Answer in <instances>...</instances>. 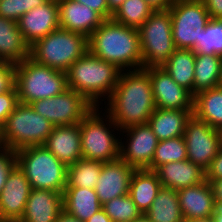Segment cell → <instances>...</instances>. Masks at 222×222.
I'll list each match as a JSON object with an SVG mask.
<instances>
[{"label": "cell", "mask_w": 222, "mask_h": 222, "mask_svg": "<svg viewBox=\"0 0 222 222\" xmlns=\"http://www.w3.org/2000/svg\"><path fill=\"white\" fill-rule=\"evenodd\" d=\"M103 110L120 130L148 124L156 109L149 73L145 69L121 71L118 83Z\"/></svg>", "instance_id": "cell-1"}, {"label": "cell", "mask_w": 222, "mask_h": 222, "mask_svg": "<svg viewBox=\"0 0 222 222\" xmlns=\"http://www.w3.org/2000/svg\"><path fill=\"white\" fill-rule=\"evenodd\" d=\"M88 51L120 70L142 69V55L138 28L105 20L88 38Z\"/></svg>", "instance_id": "cell-2"}, {"label": "cell", "mask_w": 222, "mask_h": 222, "mask_svg": "<svg viewBox=\"0 0 222 222\" xmlns=\"http://www.w3.org/2000/svg\"><path fill=\"white\" fill-rule=\"evenodd\" d=\"M121 71L87 51L66 72L68 88L83 95L94 107H100L113 93Z\"/></svg>", "instance_id": "cell-3"}, {"label": "cell", "mask_w": 222, "mask_h": 222, "mask_svg": "<svg viewBox=\"0 0 222 222\" xmlns=\"http://www.w3.org/2000/svg\"><path fill=\"white\" fill-rule=\"evenodd\" d=\"M101 109L94 107L80 122L81 153L88 160L109 162L120 158L121 130Z\"/></svg>", "instance_id": "cell-4"}, {"label": "cell", "mask_w": 222, "mask_h": 222, "mask_svg": "<svg viewBox=\"0 0 222 222\" xmlns=\"http://www.w3.org/2000/svg\"><path fill=\"white\" fill-rule=\"evenodd\" d=\"M88 51V38L78 32L58 28L30 46L29 57L39 64L67 72Z\"/></svg>", "instance_id": "cell-5"}, {"label": "cell", "mask_w": 222, "mask_h": 222, "mask_svg": "<svg viewBox=\"0 0 222 222\" xmlns=\"http://www.w3.org/2000/svg\"><path fill=\"white\" fill-rule=\"evenodd\" d=\"M15 87L18 101L30 104L54 97L68 89L67 73L39 64L28 57L15 65Z\"/></svg>", "instance_id": "cell-6"}, {"label": "cell", "mask_w": 222, "mask_h": 222, "mask_svg": "<svg viewBox=\"0 0 222 222\" xmlns=\"http://www.w3.org/2000/svg\"><path fill=\"white\" fill-rule=\"evenodd\" d=\"M16 164L24 172L32 189L64 193L67 166L44 145L29 146L15 151Z\"/></svg>", "instance_id": "cell-7"}, {"label": "cell", "mask_w": 222, "mask_h": 222, "mask_svg": "<svg viewBox=\"0 0 222 222\" xmlns=\"http://www.w3.org/2000/svg\"><path fill=\"white\" fill-rule=\"evenodd\" d=\"M54 125L30 104L18 103L2 125L1 146L13 151L44 145Z\"/></svg>", "instance_id": "cell-8"}, {"label": "cell", "mask_w": 222, "mask_h": 222, "mask_svg": "<svg viewBox=\"0 0 222 222\" xmlns=\"http://www.w3.org/2000/svg\"><path fill=\"white\" fill-rule=\"evenodd\" d=\"M138 30L143 60L142 69L162 67L176 49L169 9L153 11Z\"/></svg>", "instance_id": "cell-9"}, {"label": "cell", "mask_w": 222, "mask_h": 222, "mask_svg": "<svg viewBox=\"0 0 222 222\" xmlns=\"http://www.w3.org/2000/svg\"><path fill=\"white\" fill-rule=\"evenodd\" d=\"M172 37L177 49H194L210 15L202 0H176L169 8Z\"/></svg>", "instance_id": "cell-10"}, {"label": "cell", "mask_w": 222, "mask_h": 222, "mask_svg": "<svg viewBox=\"0 0 222 222\" xmlns=\"http://www.w3.org/2000/svg\"><path fill=\"white\" fill-rule=\"evenodd\" d=\"M33 110L54 126L79 124L94 106L70 88L54 97L30 103Z\"/></svg>", "instance_id": "cell-11"}, {"label": "cell", "mask_w": 222, "mask_h": 222, "mask_svg": "<svg viewBox=\"0 0 222 222\" xmlns=\"http://www.w3.org/2000/svg\"><path fill=\"white\" fill-rule=\"evenodd\" d=\"M183 138L187 159L206 171L222 146L220 130L192 115L187 121Z\"/></svg>", "instance_id": "cell-12"}, {"label": "cell", "mask_w": 222, "mask_h": 222, "mask_svg": "<svg viewBox=\"0 0 222 222\" xmlns=\"http://www.w3.org/2000/svg\"><path fill=\"white\" fill-rule=\"evenodd\" d=\"M120 132V158L135 169H147L159 142L152 128L149 124H140Z\"/></svg>", "instance_id": "cell-13"}, {"label": "cell", "mask_w": 222, "mask_h": 222, "mask_svg": "<svg viewBox=\"0 0 222 222\" xmlns=\"http://www.w3.org/2000/svg\"><path fill=\"white\" fill-rule=\"evenodd\" d=\"M150 76L156 108L193 110L194 96L178 85L163 67L145 69Z\"/></svg>", "instance_id": "cell-14"}, {"label": "cell", "mask_w": 222, "mask_h": 222, "mask_svg": "<svg viewBox=\"0 0 222 222\" xmlns=\"http://www.w3.org/2000/svg\"><path fill=\"white\" fill-rule=\"evenodd\" d=\"M32 188L16 164L9 172L0 193V222H19Z\"/></svg>", "instance_id": "cell-15"}, {"label": "cell", "mask_w": 222, "mask_h": 222, "mask_svg": "<svg viewBox=\"0 0 222 222\" xmlns=\"http://www.w3.org/2000/svg\"><path fill=\"white\" fill-rule=\"evenodd\" d=\"M17 25L29 46L60 28L57 0H47L31 9L19 18Z\"/></svg>", "instance_id": "cell-16"}, {"label": "cell", "mask_w": 222, "mask_h": 222, "mask_svg": "<svg viewBox=\"0 0 222 222\" xmlns=\"http://www.w3.org/2000/svg\"><path fill=\"white\" fill-rule=\"evenodd\" d=\"M135 168L121 158L103 162L95 192L101 205L111 199L129 194L131 177Z\"/></svg>", "instance_id": "cell-17"}, {"label": "cell", "mask_w": 222, "mask_h": 222, "mask_svg": "<svg viewBox=\"0 0 222 222\" xmlns=\"http://www.w3.org/2000/svg\"><path fill=\"white\" fill-rule=\"evenodd\" d=\"M59 25L64 30L78 32L89 38L105 21L96 11L73 0H57Z\"/></svg>", "instance_id": "cell-18"}, {"label": "cell", "mask_w": 222, "mask_h": 222, "mask_svg": "<svg viewBox=\"0 0 222 222\" xmlns=\"http://www.w3.org/2000/svg\"><path fill=\"white\" fill-rule=\"evenodd\" d=\"M177 193L184 220L208 218L214 214L217 206L208 181L181 188Z\"/></svg>", "instance_id": "cell-19"}, {"label": "cell", "mask_w": 222, "mask_h": 222, "mask_svg": "<svg viewBox=\"0 0 222 222\" xmlns=\"http://www.w3.org/2000/svg\"><path fill=\"white\" fill-rule=\"evenodd\" d=\"M44 146L67 167L82 159L80 123L54 126Z\"/></svg>", "instance_id": "cell-20"}, {"label": "cell", "mask_w": 222, "mask_h": 222, "mask_svg": "<svg viewBox=\"0 0 222 222\" xmlns=\"http://www.w3.org/2000/svg\"><path fill=\"white\" fill-rule=\"evenodd\" d=\"M63 211V193L32 189L19 222H56Z\"/></svg>", "instance_id": "cell-21"}, {"label": "cell", "mask_w": 222, "mask_h": 222, "mask_svg": "<svg viewBox=\"0 0 222 222\" xmlns=\"http://www.w3.org/2000/svg\"><path fill=\"white\" fill-rule=\"evenodd\" d=\"M155 172L162 187L172 190L194 186L206 180V171L188 159L162 164Z\"/></svg>", "instance_id": "cell-22"}, {"label": "cell", "mask_w": 222, "mask_h": 222, "mask_svg": "<svg viewBox=\"0 0 222 222\" xmlns=\"http://www.w3.org/2000/svg\"><path fill=\"white\" fill-rule=\"evenodd\" d=\"M193 110L156 108L148 120L149 126L159 141L184 135L187 121Z\"/></svg>", "instance_id": "cell-23"}, {"label": "cell", "mask_w": 222, "mask_h": 222, "mask_svg": "<svg viewBox=\"0 0 222 222\" xmlns=\"http://www.w3.org/2000/svg\"><path fill=\"white\" fill-rule=\"evenodd\" d=\"M30 46L17 22L0 17V57L5 63L18 64L29 57Z\"/></svg>", "instance_id": "cell-24"}, {"label": "cell", "mask_w": 222, "mask_h": 222, "mask_svg": "<svg viewBox=\"0 0 222 222\" xmlns=\"http://www.w3.org/2000/svg\"><path fill=\"white\" fill-rule=\"evenodd\" d=\"M161 187L155 171L135 169L130 181L129 195L143 215L152 206Z\"/></svg>", "instance_id": "cell-25"}, {"label": "cell", "mask_w": 222, "mask_h": 222, "mask_svg": "<svg viewBox=\"0 0 222 222\" xmlns=\"http://www.w3.org/2000/svg\"><path fill=\"white\" fill-rule=\"evenodd\" d=\"M102 208L94 189L65 187L63 210L73 217L86 221Z\"/></svg>", "instance_id": "cell-26"}, {"label": "cell", "mask_w": 222, "mask_h": 222, "mask_svg": "<svg viewBox=\"0 0 222 222\" xmlns=\"http://www.w3.org/2000/svg\"><path fill=\"white\" fill-rule=\"evenodd\" d=\"M193 115L211 127L222 130V88L201 91L194 96Z\"/></svg>", "instance_id": "cell-27"}, {"label": "cell", "mask_w": 222, "mask_h": 222, "mask_svg": "<svg viewBox=\"0 0 222 222\" xmlns=\"http://www.w3.org/2000/svg\"><path fill=\"white\" fill-rule=\"evenodd\" d=\"M144 215L151 222H183L177 190L161 187L152 206Z\"/></svg>", "instance_id": "cell-28"}, {"label": "cell", "mask_w": 222, "mask_h": 222, "mask_svg": "<svg viewBox=\"0 0 222 222\" xmlns=\"http://www.w3.org/2000/svg\"><path fill=\"white\" fill-rule=\"evenodd\" d=\"M172 79L193 95L195 52L192 49H175L162 66Z\"/></svg>", "instance_id": "cell-29"}, {"label": "cell", "mask_w": 222, "mask_h": 222, "mask_svg": "<svg viewBox=\"0 0 222 222\" xmlns=\"http://www.w3.org/2000/svg\"><path fill=\"white\" fill-rule=\"evenodd\" d=\"M222 57L195 53L193 96L218 85Z\"/></svg>", "instance_id": "cell-30"}, {"label": "cell", "mask_w": 222, "mask_h": 222, "mask_svg": "<svg viewBox=\"0 0 222 222\" xmlns=\"http://www.w3.org/2000/svg\"><path fill=\"white\" fill-rule=\"evenodd\" d=\"M101 161L82 158L67 168L66 187L95 189L102 170Z\"/></svg>", "instance_id": "cell-31"}, {"label": "cell", "mask_w": 222, "mask_h": 222, "mask_svg": "<svg viewBox=\"0 0 222 222\" xmlns=\"http://www.w3.org/2000/svg\"><path fill=\"white\" fill-rule=\"evenodd\" d=\"M153 12L145 0H125L112 14V20L129 27L139 28Z\"/></svg>", "instance_id": "cell-32"}, {"label": "cell", "mask_w": 222, "mask_h": 222, "mask_svg": "<svg viewBox=\"0 0 222 222\" xmlns=\"http://www.w3.org/2000/svg\"><path fill=\"white\" fill-rule=\"evenodd\" d=\"M187 160V149L183 136L161 140L155 149L148 170L155 171L162 164Z\"/></svg>", "instance_id": "cell-33"}, {"label": "cell", "mask_w": 222, "mask_h": 222, "mask_svg": "<svg viewBox=\"0 0 222 222\" xmlns=\"http://www.w3.org/2000/svg\"><path fill=\"white\" fill-rule=\"evenodd\" d=\"M102 208L113 222H132L143 215L129 194L111 199Z\"/></svg>", "instance_id": "cell-34"}, {"label": "cell", "mask_w": 222, "mask_h": 222, "mask_svg": "<svg viewBox=\"0 0 222 222\" xmlns=\"http://www.w3.org/2000/svg\"><path fill=\"white\" fill-rule=\"evenodd\" d=\"M193 51L207 55L222 57V20L210 19L204 30L201 31L200 41H197Z\"/></svg>", "instance_id": "cell-35"}, {"label": "cell", "mask_w": 222, "mask_h": 222, "mask_svg": "<svg viewBox=\"0 0 222 222\" xmlns=\"http://www.w3.org/2000/svg\"><path fill=\"white\" fill-rule=\"evenodd\" d=\"M47 0H0V17L18 21L25 13Z\"/></svg>", "instance_id": "cell-36"}, {"label": "cell", "mask_w": 222, "mask_h": 222, "mask_svg": "<svg viewBox=\"0 0 222 222\" xmlns=\"http://www.w3.org/2000/svg\"><path fill=\"white\" fill-rule=\"evenodd\" d=\"M16 165L15 151L0 146V193L6 183L7 176Z\"/></svg>", "instance_id": "cell-37"}, {"label": "cell", "mask_w": 222, "mask_h": 222, "mask_svg": "<svg viewBox=\"0 0 222 222\" xmlns=\"http://www.w3.org/2000/svg\"><path fill=\"white\" fill-rule=\"evenodd\" d=\"M18 101L16 87L0 94V124L3 125L10 113L15 109Z\"/></svg>", "instance_id": "cell-38"}, {"label": "cell", "mask_w": 222, "mask_h": 222, "mask_svg": "<svg viewBox=\"0 0 222 222\" xmlns=\"http://www.w3.org/2000/svg\"><path fill=\"white\" fill-rule=\"evenodd\" d=\"M15 87V65L6 63L0 68V94Z\"/></svg>", "instance_id": "cell-39"}, {"label": "cell", "mask_w": 222, "mask_h": 222, "mask_svg": "<svg viewBox=\"0 0 222 222\" xmlns=\"http://www.w3.org/2000/svg\"><path fill=\"white\" fill-rule=\"evenodd\" d=\"M73 1L90 7L92 10L98 12L105 20H109L112 18L113 13L109 10L106 0H73Z\"/></svg>", "instance_id": "cell-40"}, {"label": "cell", "mask_w": 222, "mask_h": 222, "mask_svg": "<svg viewBox=\"0 0 222 222\" xmlns=\"http://www.w3.org/2000/svg\"><path fill=\"white\" fill-rule=\"evenodd\" d=\"M220 178H222V146L206 170V181L209 183Z\"/></svg>", "instance_id": "cell-41"}, {"label": "cell", "mask_w": 222, "mask_h": 222, "mask_svg": "<svg viewBox=\"0 0 222 222\" xmlns=\"http://www.w3.org/2000/svg\"><path fill=\"white\" fill-rule=\"evenodd\" d=\"M211 19L222 18V0H202Z\"/></svg>", "instance_id": "cell-42"}, {"label": "cell", "mask_w": 222, "mask_h": 222, "mask_svg": "<svg viewBox=\"0 0 222 222\" xmlns=\"http://www.w3.org/2000/svg\"><path fill=\"white\" fill-rule=\"evenodd\" d=\"M175 1L176 0H145L153 11L169 9Z\"/></svg>", "instance_id": "cell-43"}, {"label": "cell", "mask_w": 222, "mask_h": 222, "mask_svg": "<svg viewBox=\"0 0 222 222\" xmlns=\"http://www.w3.org/2000/svg\"><path fill=\"white\" fill-rule=\"evenodd\" d=\"M216 206L222 205V178L213 180L211 183Z\"/></svg>", "instance_id": "cell-44"}, {"label": "cell", "mask_w": 222, "mask_h": 222, "mask_svg": "<svg viewBox=\"0 0 222 222\" xmlns=\"http://www.w3.org/2000/svg\"><path fill=\"white\" fill-rule=\"evenodd\" d=\"M85 222H113V221L105 213L104 209L101 208Z\"/></svg>", "instance_id": "cell-45"}, {"label": "cell", "mask_w": 222, "mask_h": 222, "mask_svg": "<svg viewBox=\"0 0 222 222\" xmlns=\"http://www.w3.org/2000/svg\"><path fill=\"white\" fill-rule=\"evenodd\" d=\"M56 222H84L81 221L72 215L66 213L64 210L60 213V215L57 217Z\"/></svg>", "instance_id": "cell-46"}, {"label": "cell", "mask_w": 222, "mask_h": 222, "mask_svg": "<svg viewBox=\"0 0 222 222\" xmlns=\"http://www.w3.org/2000/svg\"><path fill=\"white\" fill-rule=\"evenodd\" d=\"M125 0H106L109 10L114 13Z\"/></svg>", "instance_id": "cell-47"}, {"label": "cell", "mask_w": 222, "mask_h": 222, "mask_svg": "<svg viewBox=\"0 0 222 222\" xmlns=\"http://www.w3.org/2000/svg\"><path fill=\"white\" fill-rule=\"evenodd\" d=\"M211 218L213 222H222V205L216 207V210Z\"/></svg>", "instance_id": "cell-48"}, {"label": "cell", "mask_w": 222, "mask_h": 222, "mask_svg": "<svg viewBox=\"0 0 222 222\" xmlns=\"http://www.w3.org/2000/svg\"><path fill=\"white\" fill-rule=\"evenodd\" d=\"M183 222H213L211 217L208 218H201V219H191V220H184Z\"/></svg>", "instance_id": "cell-49"}, {"label": "cell", "mask_w": 222, "mask_h": 222, "mask_svg": "<svg viewBox=\"0 0 222 222\" xmlns=\"http://www.w3.org/2000/svg\"><path fill=\"white\" fill-rule=\"evenodd\" d=\"M132 222H151V221L145 215H142L141 217Z\"/></svg>", "instance_id": "cell-50"}, {"label": "cell", "mask_w": 222, "mask_h": 222, "mask_svg": "<svg viewBox=\"0 0 222 222\" xmlns=\"http://www.w3.org/2000/svg\"><path fill=\"white\" fill-rule=\"evenodd\" d=\"M217 87L222 88V63H221L220 76H219V81H218Z\"/></svg>", "instance_id": "cell-51"}, {"label": "cell", "mask_w": 222, "mask_h": 222, "mask_svg": "<svg viewBox=\"0 0 222 222\" xmlns=\"http://www.w3.org/2000/svg\"><path fill=\"white\" fill-rule=\"evenodd\" d=\"M6 63L4 60L0 57V68L3 67Z\"/></svg>", "instance_id": "cell-52"}, {"label": "cell", "mask_w": 222, "mask_h": 222, "mask_svg": "<svg viewBox=\"0 0 222 222\" xmlns=\"http://www.w3.org/2000/svg\"><path fill=\"white\" fill-rule=\"evenodd\" d=\"M1 136H2V125L0 124V146H1Z\"/></svg>", "instance_id": "cell-53"}]
</instances>
